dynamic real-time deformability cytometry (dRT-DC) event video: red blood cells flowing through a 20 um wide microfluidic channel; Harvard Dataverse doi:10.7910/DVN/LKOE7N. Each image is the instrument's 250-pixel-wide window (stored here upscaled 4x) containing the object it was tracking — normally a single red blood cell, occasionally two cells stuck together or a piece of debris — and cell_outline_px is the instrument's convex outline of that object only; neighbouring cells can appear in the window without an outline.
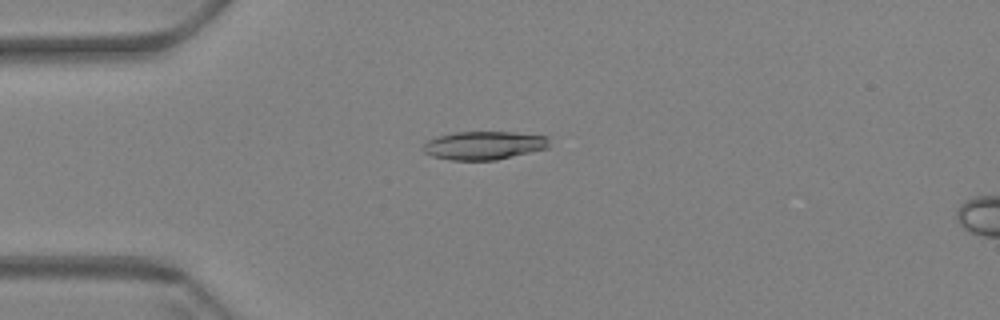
{"species": "Egyptian fruit bat (a non-hibernating species)", "species_latin": "Rousettus aegyptiacus", "temperature_condition": "warm", "stored_images_in_passage": 60, "camera_frame_rate_fps": 3000, "um_per_image_px": 0.085, "animal": {"sex": "female"}, "frame": {"image": 1, "passage_image": 16, "time_ms": 5.0, "image_size_px": [1000, 320], "cell_outline_px": [[548, 148], [496, 160], [452, 160], [432, 156], [424, 152], [420, 148], [428, 140], [436, 136], [456, 132], [512, 132], [548, 136]], "centroid_in_image_um": [41.1, 12.36], "position_along_channel_um": 43.9, "area_um2": 20.87}}
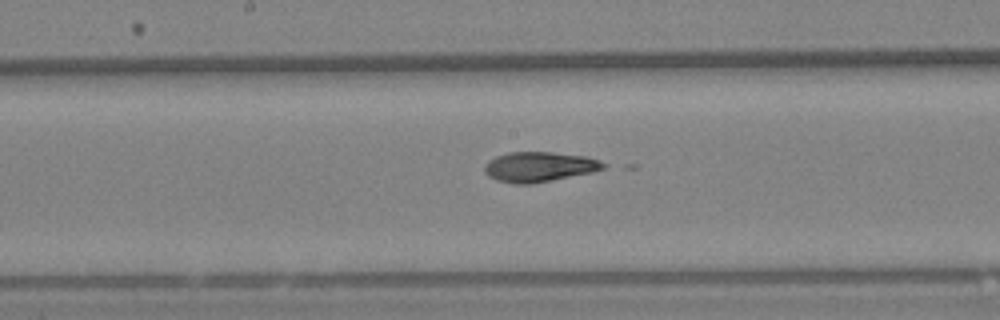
{"frame": {"image": 2, "passage_image": 32, "time_ms": 10.333, "image_size_px": [1000, 320], "cell_outline_px": [[608, 164], [604, 168], [592, 172], [532, 184], [516, 184], [496, 180], [488, 176], [484, 172], [484, 164], [488, 160], [496, 156], [508, 152], [552, 152], [584, 156], [600, 160]], "centroid_in_image_um": [45.81, 14.18], "position_along_channel_um": 202.4, "area_um2": 20.87}}
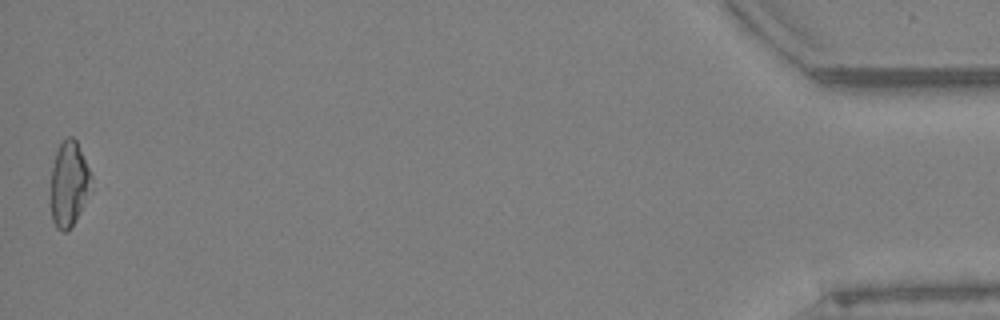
{"frame": {"image": 3, "passage_image": 60, "time_ms": 19.667, "image_size_px": [1000, 320], "cell_outline_px": [[92, 176], [80, 208], [72, 224], [64, 232], [60, 232], [56, 228], [52, 220], [52, 168], [56, 152], [60, 144], [68, 136], [72, 136], [76, 140]], "centroid_in_image_um": [5.82, 15.58], "position_along_channel_um": 429.4, "area_um2": 18.96}, "authors_computed_cell_mechanics": {"area_um2": 20.7502, "velocity_mm_per_s": 3.4319, "shape_relaxation_time_tau1_ms": null, "shape_relaxation_time_tau2_ms": 3.8722, "deformation_change_tau1": null, "deformation_change_tau2": 0.0972}}